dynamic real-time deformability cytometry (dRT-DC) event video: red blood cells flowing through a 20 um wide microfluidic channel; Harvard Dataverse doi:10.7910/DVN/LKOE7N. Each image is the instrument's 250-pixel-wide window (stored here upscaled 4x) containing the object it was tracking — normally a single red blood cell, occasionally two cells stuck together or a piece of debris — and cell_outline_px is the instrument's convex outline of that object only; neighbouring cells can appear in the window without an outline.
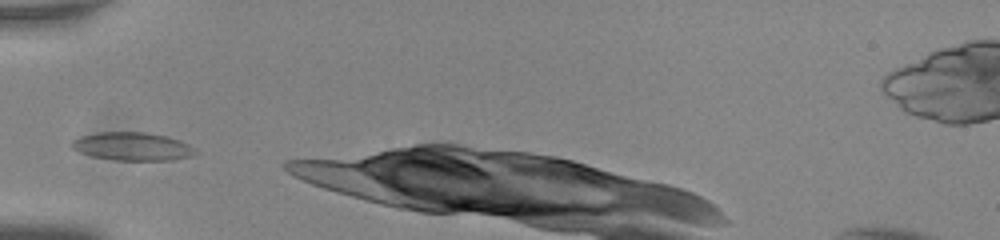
{"species": "common noctule bat (a hibernating species)", "species_latin": "Nyctalus noctula", "temperature_condition": "room temperature", "stored_images_in_passage": 6, "camera_frame_rate_fps": 3000, "um_per_image_px": 0.085, "animal": {"sex": "male", "body_mass_g": 20.0, "forearm_length_mm": 53.3}, "frame": {"image": 1, "passage_image": 1, "time_ms": 0.0, "image_size_px": [1000, 240], "cell_outline_px": [[196, 152], [192, 156], [172, 160], [116, 160], [92, 156], [80, 152], [72, 148], [68, 144], [72, 140], [80, 136], [100, 132], [144, 132], [168, 136], [180, 140], [188, 144]], "centroid_in_image_um": [11.22, 12.44], "position_along_channel_um": 73.8, "area_um2": 20.29}}
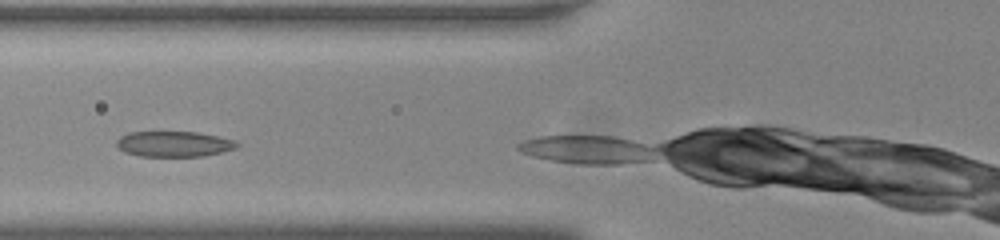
{"frame": {"image": 2, "passage_image": 4, "time_ms": 1.0, "image_size_px": [1000, 240], "cell_outline_px": [[240, 144], [236, 148], [204, 156], [140, 156], [124, 152], [116, 144], [116, 140], [120, 136], [128, 132], [196, 132], [216, 136], [232, 140]], "centroid_in_image_um": [14.74, 12.24], "position_along_channel_um": 111.1, "area_um2": 17.74}}